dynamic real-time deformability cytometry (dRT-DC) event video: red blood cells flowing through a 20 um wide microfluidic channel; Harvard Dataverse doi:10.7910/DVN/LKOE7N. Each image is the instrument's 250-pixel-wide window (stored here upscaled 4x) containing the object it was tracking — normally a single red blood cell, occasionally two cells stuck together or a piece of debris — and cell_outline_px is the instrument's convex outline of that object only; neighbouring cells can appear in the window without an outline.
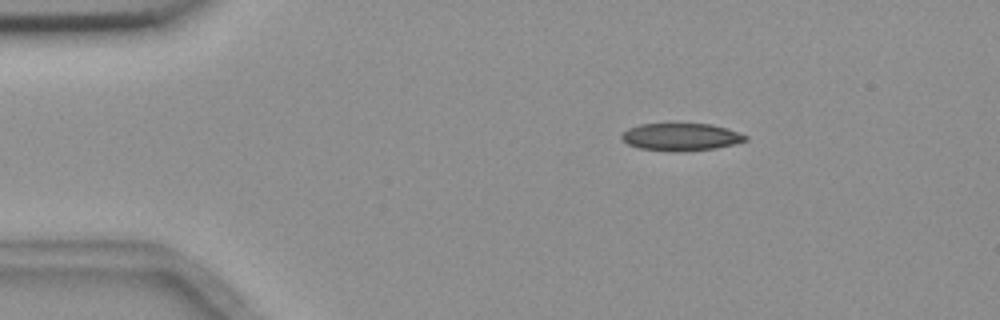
{"species": "common noctule bat (a hibernating species)", "species_latin": "Nyctalus noctula", "temperature_condition": "room temperature", "stored_images_in_passage": 4, "camera_frame_rate_fps": 3000, "um_per_image_px": 0.085, "animal": {"sex": "female", "body_mass_g": 18.4}, "frame": {"image": 1, "passage_image": 2, "time_ms": 1.333, "image_size_px": [1000, 320], "cell_outline_px": [[748, 140], [716, 148], [684, 152], [672, 152], [640, 148], [628, 144], [620, 136], [628, 128], [640, 124], [708, 124], [728, 128], [748, 136]], "centroid_in_image_um": [57.89, 11.65], "position_along_channel_um": 27.1, "area_um2": 19.83}}
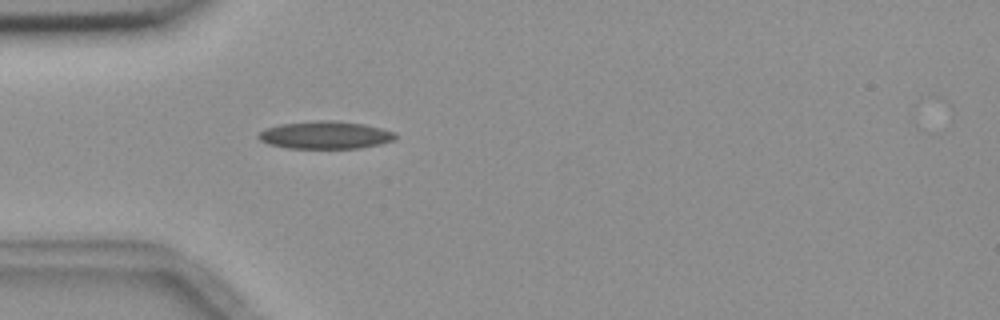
{"frame": {"image": 2, "passage_image": 4, "time_ms": 3.667, "image_size_px": [1000, 320], "cell_outline_px": [[396, 136], [392, 140], [380, 144], [360, 148], [288, 148], [268, 144], [260, 140], [256, 136], [264, 128], [280, 124], [316, 120], [332, 120], [364, 124], [396, 132]], "centroid_in_image_um": [27.62, 11.47], "position_along_channel_um": 57.4, "area_um2": 22.08}}